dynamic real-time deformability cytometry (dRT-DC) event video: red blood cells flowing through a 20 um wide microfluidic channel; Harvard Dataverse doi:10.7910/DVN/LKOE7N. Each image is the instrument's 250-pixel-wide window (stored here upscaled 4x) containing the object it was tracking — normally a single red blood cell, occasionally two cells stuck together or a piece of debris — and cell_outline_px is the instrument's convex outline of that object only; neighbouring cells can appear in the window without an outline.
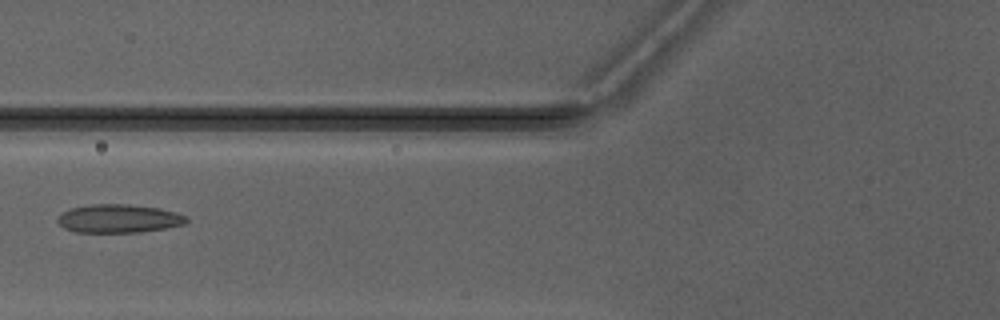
{"species": "Egyptian fruit bat (a non-hibernating species)", "species_latin": "Rousettus aegyptiacus", "temperature_condition": "warm", "stored_images_in_passage": 6, "camera_frame_rate_fps": 3000, "um_per_image_px": 0.085, "animal": {"sex": "male"}, "frame": {"image": 1, "passage_image": 6, "time_ms": 6.0, "image_size_px": [1000, 320], "cell_outline_px": [[188, 220], [184, 224], [164, 228], [140, 232], [76, 232], [64, 228], [56, 220], [64, 212], [72, 208], [92, 204], [128, 204], [160, 208], [176, 212], [188, 216]], "centroid_in_image_um": [10.13, 18.57], "position_along_channel_um": 115.7, "area_um2": 21.21}}